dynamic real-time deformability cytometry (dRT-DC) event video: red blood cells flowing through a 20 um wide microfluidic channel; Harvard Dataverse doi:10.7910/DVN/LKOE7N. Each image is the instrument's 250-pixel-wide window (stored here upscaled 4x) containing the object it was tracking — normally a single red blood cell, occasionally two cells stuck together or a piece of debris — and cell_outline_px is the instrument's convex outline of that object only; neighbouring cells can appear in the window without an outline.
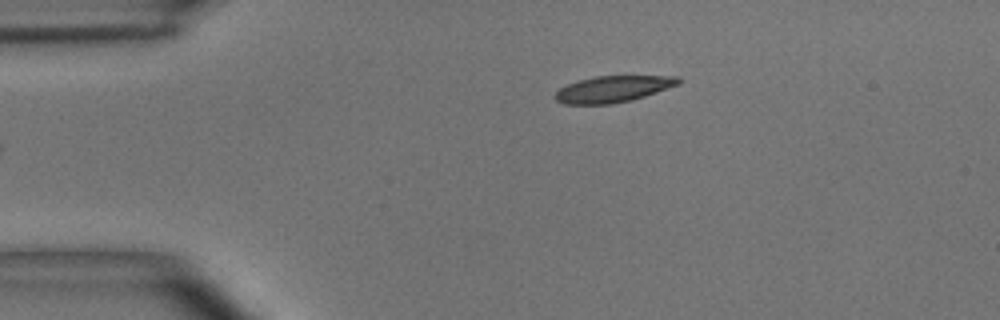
{"species": "common noctule bat (a hibernating species)", "species_latin": "Nyctalus noctula", "temperature_condition": "room temperature", "stored_images_in_passage": 40, "camera_frame_rate_fps": 3000, "um_per_image_px": 0.085, "animal": {"sex": "male", "body_mass_g": 15.6}, "frame": {"image": 1, "passage_image": 1, "time_ms": 0.0, "image_size_px": [1000, 320], "cell_outline_px": [[680, 84], [632, 100], [612, 104], [564, 104], [556, 100], [556, 92], [560, 88], [576, 80], [596, 76], [680, 76]], "centroid_in_image_um": [52.11, 7.56], "position_along_channel_um": 32.9, "area_um2": 18.9}}
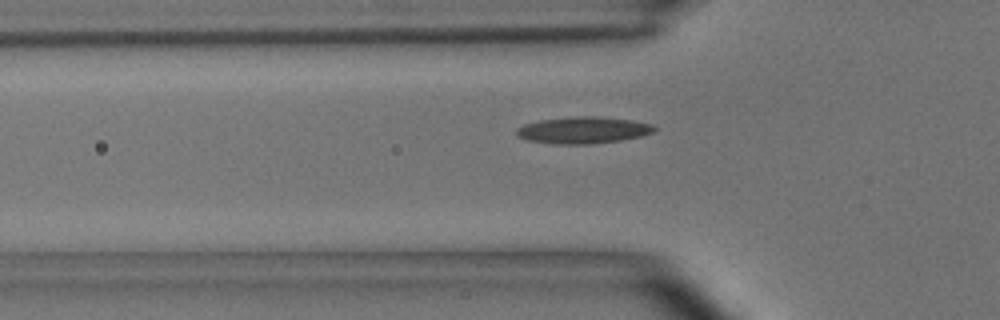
{"frame": {"image": 2, "passage_image": 8, "time_ms": 2.333, "image_size_px": [1000, 320], "cell_outline_px": [[660, 128], [652, 132], [640, 136], [620, 140], [592, 144], [552, 144], [528, 140], [516, 136], [516, 128], [524, 124], [540, 120], [572, 116], [596, 116], [632, 120], [652, 124]], "centroid_in_image_um": [49.56, 11.06], "position_along_channel_um": 76.2, "area_um2": 21.62}}
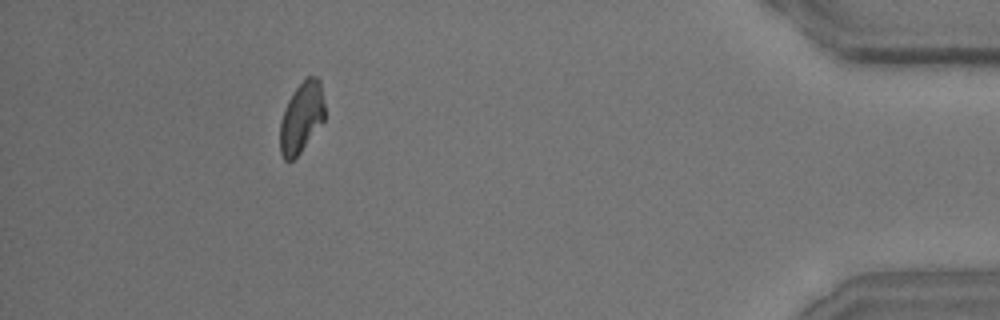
{"frame": {"image": 3, "passage_image": 40, "time_ms": 13.0, "image_size_px": [1000, 320], "cell_outline_px": [[324, 120], [300, 152], [292, 160], [284, 160], [280, 152], [280, 120], [288, 100], [292, 92], [308, 76], [316, 76], [320, 80], [324, 104]], "centroid_in_image_um": [25.61, 9.97], "position_along_channel_um": 409.6, "area_um2": 18.21}}